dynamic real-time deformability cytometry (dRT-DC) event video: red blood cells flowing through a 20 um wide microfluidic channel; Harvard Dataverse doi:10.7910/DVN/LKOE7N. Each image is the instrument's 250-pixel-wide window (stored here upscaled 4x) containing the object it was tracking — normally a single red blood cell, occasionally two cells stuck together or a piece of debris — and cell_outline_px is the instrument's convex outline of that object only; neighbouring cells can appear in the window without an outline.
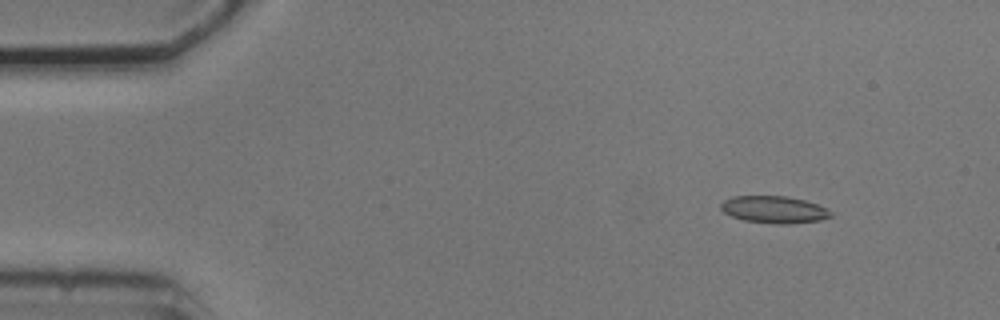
{"species": "common noctule bat (a hibernating species)", "species_latin": "Nyctalus noctula", "temperature_condition": "cold", "stored_images_in_passage": 5, "camera_frame_rate_fps": 3000, "um_per_image_px": 0.085, "animal": {"sex": "male", "body_mass_g": 20.5, "forearm_length_mm": 52.5}, "frame": {"image": 1, "passage_image": 2, "time_ms": 1.0, "image_size_px": [1000, 320], "cell_outline_px": [[832, 216], [820, 220], [788, 224], [776, 224], [744, 220], [732, 216], [724, 212], [720, 208], [720, 204], [724, 200], [732, 196], [784, 196], [804, 200], [828, 208], [832, 212]], "centroid_in_image_um": [65.8, 17.81], "position_along_channel_um": 19.2, "area_um2": 17.34}}
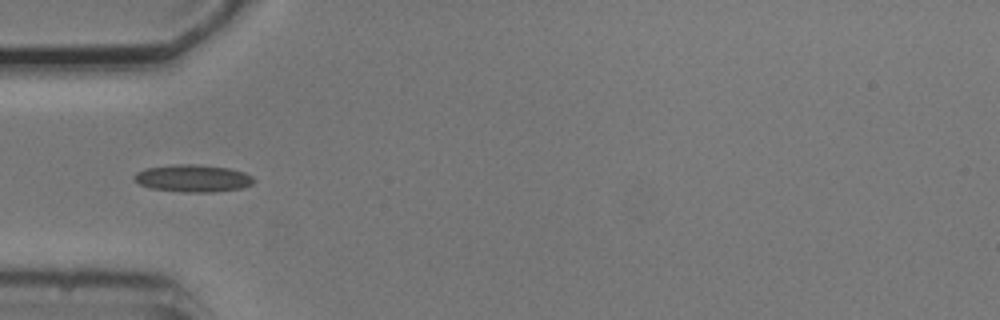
{"frame": {"image": 2, "passage_image": 5, "time_ms": 4.667, "image_size_px": [1000, 320], "cell_outline_px": [[256, 180], [252, 184], [240, 188], [212, 192], [184, 192], [152, 188], [140, 184], [132, 176], [136, 172], [144, 168], [176, 164], [196, 164], [228, 168], [244, 172], [252, 176]], "centroid_in_image_um": [16.4, 15.14], "position_along_channel_um": 68.6, "area_um2": 18.96}}